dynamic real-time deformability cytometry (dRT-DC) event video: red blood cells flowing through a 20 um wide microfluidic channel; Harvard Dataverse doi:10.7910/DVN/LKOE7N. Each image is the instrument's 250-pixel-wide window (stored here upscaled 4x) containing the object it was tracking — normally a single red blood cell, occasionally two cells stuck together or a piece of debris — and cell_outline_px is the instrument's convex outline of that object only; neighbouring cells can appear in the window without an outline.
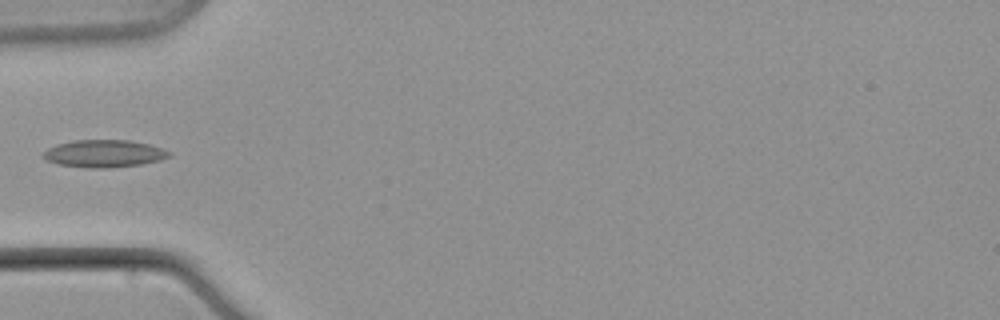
{"species": "common noctule bat (a hibernating species)", "species_latin": "Nyctalus noctula", "temperature_condition": "warm", "stored_images_in_passage": 9, "camera_frame_rate_fps": 3000, "um_per_image_px": 0.085, "animal": {"sex": "male", "body_mass_g": 21.5, "forearm_length_mm": 52.0}, "frame": {"image": 1, "passage_image": 7, "time_ms": 8.333, "image_size_px": [1000, 320], "cell_outline_px": [[172, 156], [160, 160], [140, 164], [108, 168], [88, 168], [56, 164], [44, 160], [40, 156], [48, 148], [56, 144], [72, 140], [128, 140], [148, 144], [172, 152]], "centroid_in_image_um": [8.79, 13.06], "position_along_channel_um": 76.2, "area_um2": 20.29}}
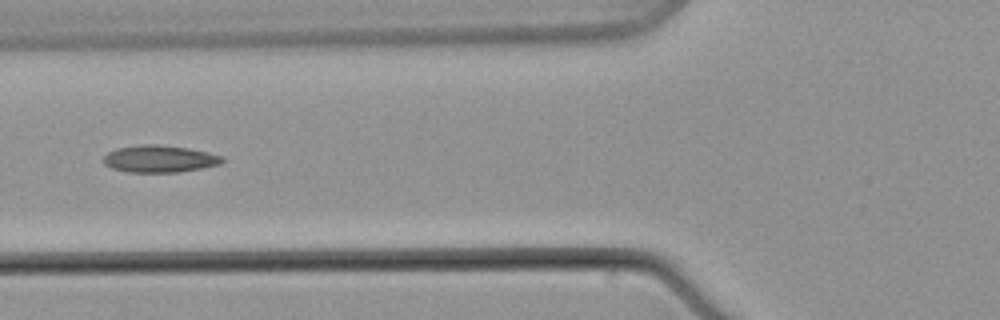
{"frame": {"image": 2, "passage_image": 8, "time_ms": 9.667, "image_size_px": [1000, 320], "cell_outline_px": [[224, 160], [220, 164], [204, 168], [180, 172], [128, 172], [112, 168], [104, 164], [100, 160], [108, 152], [116, 148], [140, 144], [156, 144], [188, 148], [208, 152], [224, 156]], "centroid_in_image_um": [13.55, 13.5], "position_along_channel_um": 112.2, "area_um2": 19.02}}